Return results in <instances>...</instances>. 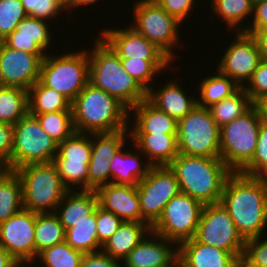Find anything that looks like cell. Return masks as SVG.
Wrapping results in <instances>:
<instances>
[{
  "instance_id": "49",
  "label": "cell",
  "mask_w": 267,
  "mask_h": 267,
  "mask_svg": "<svg viewBox=\"0 0 267 267\" xmlns=\"http://www.w3.org/2000/svg\"><path fill=\"white\" fill-rule=\"evenodd\" d=\"M122 263L102 250L94 253L84 254L80 267H122Z\"/></svg>"
},
{
  "instance_id": "35",
  "label": "cell",
  "mask_w": 267,
  "mask_h": 267,
  "mask_svg": "<svg viewBox=\"0 0 267 267\" xmlns=\"http://www.w3.org/2000/svg\"><path fill=\"white\" fill-rule=\"evenodd\" d=\"M29 112L28 91L0 86V122L15 125Z\"/></svg>"
},
{
  "instance_id": "48",
  "label": "cell",
  "mask_w": 267,
  "mask_h": 267,
  "mask_svg": "<svg viewBox=\"0 0 267 267\" xmlns=\"http://www.w3.org/2000/svg\"><path fill=\"white\" fill-rule=\"evenodd\" d=\"M168 14L174 16L179 22H184L190 11H193L194 0H154ZM196 1V0H195Z\"/></svg>"
},
{
  "instance_id": "10",
  "label": "cell",
  "mask_w": 267,
  "mask_h": 267,
  "mask_svg": "<svg viewBox=\"0 0 267 267\" xmlns=\"http://www.w3.org/2000/svg\"><path fill=\"white\" fill-rule=\"evenodd\" d=\"M58 152L55 142L29 112L14 125L10 170L25 165L53 162Z\"/></svg>"
},
{
  "instance_id": "38",
  "label": "cell",
  "mask_w": 267,
  "mask_h": 267,
  "mask_svg": "<svg viewBox=\"0 0 267 267\" xmlns=\"http://www.w3.org/2000/svg\"><path fill=\"white\" fill-rule=\"evenodd\" d=\"M125 71L130 74L146 91L152 87L155 75L170 66L172 60H143L133 58H120Z\"/></svg>"
},
{
  "instance_id": "46",
  "label": "cell",
  "mask_w": 267,
  "mask_h": 267,
  "mask_svg": "<svg viewBox=\"0 0 267 267\" xmlns=\"http://www.w3.org/2000/svg\"><path fill=\"white\" fill-rule=\"evenodd\" d=\"M261 238L246 239L242 257L251 265L267 267V238Z\"/></svg>"
},
{
  "instance_id": "42",
  "label": "cell",
  "mask_w": 267,
  "mask_h": 267,
  "mask_svg": "<svg viewBox=\"0 0 267 267\" xmlns=\"http://www.w3.org/2000/svg\"><path fill=\"white\" fill-rule=\"evenodd\" d=\"M240 173L251 177L267 176V123L262 120L252 161Z\"/></svg>"
},
{
  "instance_id": "13",
  "label": "cell",
  "mask_w": 267,
  "mask_h": 267,
  "mask_svg": "<svg viewBox=\"0 0 267 267\" xmlns=\"http://www.w3.org/2000/svg\"><path fill=\"white\" fill-rule=\"evenodd\" d=\"M141 223L152 227L161 217L165 205L180 193L179 183L169 166H152L137 185Z\"/></svg>"
},
{
  "instance_id": "60",
  "label": "cell",
  "mask_w": 267,
  "mask_h": 267,
  "mask_svg": "<svg viewBox=\"0 0 267 267\" xmlns=\"http://www.w3.org/2000/svg\"><path fill=\"white\" fill-rule=\"evenodd\" d=\"M167 267H175V262L171 266H167Z\"/></svg>"
},
{
  "instance_id": "34",
  "label": "cell",
  "mask_w": 267,
  "mask_h": 267,
  "mask_svg": "<svg viewBox=\"0 0 267 267\" xmlns=\"http://www.w3.org/2000/svg\"><path fill=\"white\" fill-rule=\"evenodd\" d=\"M34 236L36 261L41 251L65 241V230L55 213H36Z\"/></svg>"
},
{
  "instance_id": "58",
  "label": "cell",
  "mask_w": 267,
  "mask_h": 267,
  "mask_svg": "<svg viewBox=\"0 0 267 267\" xmlns=\"http://www.w3.org/2000/svg\"><path fill=\"white\" fill-rule=\"evenodd\" d=\"M265 1H267V0H251L253 5H255V4L259 3V2H265Z\"/></svg>"
},
{
  "instance_id": "45",
  "label": "cell",
  "mask_w": 267,
  "mask_h": 267,
  "mask_svg": "<svg viewBox=\"0 0 267 267\" xmlns=\"http://www.w3.org/2000/svg\"><path fill=\"white\" fill-rule=\"evenodd\" d=\"M96 229L98 241L103 245L118 229L123 220L114 213L96 207Z\"/></svg>"
},
{
  "instance_id": "47",
  "label": "cell",
  "mask_w": 267,
  "mask_h": 267,
  "mask_svg": "<svg viewBox=\"0 0 267 267\" xmlns=\"http://www.w3.org/2000/svg\"><path fill=\"white\" fill-rule=\"evenodd\" d=\"M14 140V125L0 122V170L10 169Z\"/></svg>"
},
{
  "instance_id": "52",
  "label": "cell",
  "mask_w": 267,
  "mask_h": 267,
  "mask_svg": "<svg viewBox=\"0 0 267 267\" xmlns=\"http://www.w3.org/2000/svg\"><path fill=\"white\" fill-rule=\"evenodd\" d=\"M17 260L0 244V267H16Z\"/></svg>"
},
{
  "instance_id": "37",
  "label": "cell",
  "mask_w": 267,
  "mask_h": 267,
  "mask_svg": "<svg viewBox=\"0 0 267 267\" xmlns=\"http://www.w3.org/2000/svg\"><path fill=\"white\" fill-rule=\"evenodd\" d=\"M253 7L251 0H212L211 10L217 18H222L229 29L238 27L235 31L243 32L241 25L248 16L253 17Z\"/></svg>"
},
{
  "instance_id": "44",
  "label": "cell",
  "mask_w": 267,
  "mask_h": 267,
  "mask_svg": "<svg viewBox=\"0 0 267 267\" xmlns=\"http://www.w3.org/2000/svg\"><path fill=\"white\" fill-rule=\"evenodd\" d=\"M243 89L254 104L262 97L267 96V62L262 60L259 62Z\"/></svg>"
},
{
  "instance_id": "6",
  "label": "cell",
  "mask_w": 267,
  "mask_h": 267,
  "mask_svg": "<svg viewBox=\"0 0 267 267\" xmlns=\"http://www.w3.org/2000/svg\"><path fill=\"white\" fill-rule=\"evenodd\" d=\"M261 115L254 104L246 113L220 128V158L232 173H240L256 150Z\"/></svg>"
},
{
  "instance_id": "30",
  "label": "cell",
  "mask_w": 267,
  "mask_h": 267,
  "mask_svg": "<svg viewBox=\"0 0 267 267\" xmlns=\"http://www.w3.org/2000/svg\"><path fill=\"white\" fill-rule=\"evenodd\" d=\"M23 209L22 185L15 170H0V223Z\"/></svg>"
},
{
  "instance_id": "33",
  "label": "cell",
  "mask_w": 267,
  "mask_h": 267,
  "mask_svg": "<svg viewBox=\"0 0 267 267\" xmlns=\"http://www.w3.org/2000/svg\"><path fill=\"white\" fill-rule=\"evenodd\" d=\"M216 75L207 76L199 84V96L197 98V106L208 108L225 98L232 96L241 87H239L228 76H224L216 71Z\"/></svg>"
},
{
  "instance_id": "20",
  "label": "cell",
  "mask_w": 267,
  "mask_h": 267,
  "mask_svg": "<svg viewBox=\"0 0 267 267\" xmlns=\"http://www.w3.org/2000/svg\"><path fill=\"white\" fill-rule=\"evenodd\" d=\"M176 245L173 241L150 230L122 263L125 267L171 266L178 259V246Z\"/></svg>"
},
{
  "instance_id": "41",
  "label": "cell",
  "mask_w": 267,
  "mask_h": 267,
  "mask_svg": "<svg viewBox=\"0 0 267 267\" xmlns=\"http://www.w3.org/2000/svg\"><path fill=\"white\" fill-rule=\"evenodd\" d=\"M27 16L20 0H0V42Z\"/></svg>"
},
{
  "instance_id": "53",
  "label": "cell",
  "mask_w": 267,
  "mask_h": 267,
  "mask_svg": "<svg viewBox=\"0 0 267 267\" xmlns=\"http://www.w3.org/2000/svg\"><path fill=\"white\" fill-rule=\"evenodd\" d=\"M255 105L259 110L261 120L267 123V96L262 97Z\"/></svg>"
},
{
  "instance_id": "54",
  "label": "cell",
  "mask_w": 267,
  "mask_h": 267,
  "mask_svg": "<svg viewBox=\"0 0 267 267\" xmlns=\"http://www.w3.org/2000/svg\"><path fill=\"white\" fill-rule=\"evenodd\" d=\"M96 1L98 0H73L69 5H68V12L72 13L70 10H72V8H79V6L83 7H87V5H92L94 4Z\"/></svg>"
},
{
  "instance_id": "8",
  "label": "cell",
  "mask_w": 267,
  "mask_h": 267,
  "mask_svg": "<svg viewBox=\"0 0 267 267\" xmlns=\"http://www.w3.org/2000/svg\"><path fill=\"white\" fill-rule=\"evenodd\" d=\"M179 154L220 158V127L208 108L195 106L177 122Z\"/></svg>"
},
{
  "instance_id": "28",
  "label": "cell",
  "mask_w": 267,
  "mask_h": 267,
  "mask_svg": "<svg viewBox=\"0 0 267 267\" xmlns=\"http://www.w3.org/2000/svg\"><path fill=\"white\" fill-rule=\"evenodd\" d=\"M150 230L151 227L147 223L123 221L102 245V251L122 263Z\"/></svg>"
},
{
  "instance_id": "26",
  "label": "cell",
  "mask_w": 267,
  "mask_h": 267,
  "mask_svg": "<svg viewBox=\"0 0 267 267\" xmlns=\"http://www.w3.org/2000/svg\"><path fill=\"white\" fill-rule=\"evenodd\" d=\"M130 138L152 166H168L179 154L177 135L130 134Z\"/></svg>"
},
{
  "instance_id": "59",
  "label": "cell",
  "mask_w": 267,
  "mask_h": 267,
  "mask_svg": "<svg viewBox=\"0 0 267 267\" xmlns=\"http://www.w3.org/2000/svg\"><path fill=\"white\" fill-rule=\"evenodd\" d=\"M67 5H69L73 0H63Z\"/></svg>"
},
{
  "instance_id": "9",
  "label": "cell",
  "mask_w": 267,
  "mask_h": 267,
  "mask_svg": "<svg viewBox=\"0 0 267 267\" xmlns=\"http://www.w3.org/2000/svg\"><path fill=\"white\" fill-rule=\"evenodd\" d=\"M132 13L135 21L129 26L155 44L173 61L176 56L173 48L180 40L181 22L168 14L154 0L136 1Z\"/></svg>"
},
{
  "instance_id": "55",
  "label": "cell",
  "mask_w": 267,
  "mask_h": 267,
  "mask_svg": "<svg viewBox=\"0 0 267 267\" xmlns=\"http://www.w3.org/2000/svg\"><path fill=\"white\" fill-rule=\"evenodd\" d=\"M234 267H260V266L251 265L243 257H240L235 261Z\"/></svg>"
},
{
  "instance_id": "31",
  "label": "cell",
  "mask_w": 267,
  "mask_h": 267,
  "mask_svg": "<svg viewBox=\"0 0 267 267\" xmlns=\"http://www.w3.org/2000/svg\"><path fill=\"white\" fill-rule=\"evenodd\" d=\"M30 114H43L71 110V101L56 90L44 86L39 80L28 90Z\"/></svg>"
},
{
  "instance_id": "15",
  "label": "cell",
  "mask_w": 267,
  "mask_h": 267,
  "mask_svg": "<svg viewBox=\"0 0 267 267\" xmlns=\"http://www.w3.org/2000/svg\"><path fill=\"white\" fill-rule=\"evenodd\" d=\"M217 66L220 74L228 76L243 88L261 61L256 39L245 32H237ZM245 81V82H244Z\"/></svg>"
},
{
  "instance_id": "24",
  "label": "cell",
  "mask_w": 267,
  "mask_h": 267,
  "mask_svg": "<svg viewBox=\"0 0 267 267\" xmlns=\"http://www.w3.org/2000/svg\"><path fill=\"white\" fill-rule=\"evenodd\" d=\"M165 84L160 86L161 89L147 91V99L178 122L197 105V98L187 95L188 92L175 80Z\"/></svg>"
},
{
  "instance_id": "1",
  "label": "cell",
  "mask_w": 267,
  "mask_h": 267,
  "mask_svg": "<svg viewBox=\"0 0 267 267\" xmlns=\"http://www.w3.org/2000/svg\"><path fill=\"white\" fill-rule=\"evenodd\" d=\"M220 203L244 240L263 237L267 224V181L231 173L223 186Z\"/></svg>"
},
{
  "instance_id": "21",
  "label": "cell",
  "mask_w": 267,
  "mask_h": 267,
  "mask_svg": "<svg viewBox=\"0 0 267 267\" xmlns=\"http://www.w3.org/2000/svg\"><path fill=\"white\" fill-rule=\"evenodd\" d=\"M98 205L123 221L141 222V208L136 186L104 184L96 190Z\"/></svg>"
},
{
  "instance_id": "56",
  "label": "cell",
  "mask_w": 267,
  "mask_h": 267,
  "mask_svg": "<svg viewBox=\"0 0 267 267\" xmlns=\"http://www.w3.org/2000/svg\"><path fill=\"white\" fill-rule=\"evenodd\" d=\"M31 263H35V262H28V261L27 262H17L16 267H25L26 264H27L26 267H29L28 264H31ZM40 267H42V266H40Z\"/></svg>"
},
{
  "instance_id": "3",
  "label": "cell",
  "mask_w": 267,
  "mask_h": 267,
  "mask_svg": "<svg viewBox=\"0 0 267 267\" xmlns=\"http://www.w3.org/2000/svg\"><path fill=\"white\" fill-rule=\"evenodd\" d=\"M71 110L75 132L110 133L129 127V110L91 83L71 102Z\"/></svg>"
},
{
  "instance_id": "43",
  "label": "cell",
  "mask_w": 267,
  "mask_h": 267,
  "mask_svg": "<svg viewBox=\"0 0 267 267\" xmlns=\"http://www.w3.org/2000/svg\"><path fill=\"white\" fill-rule=\"evenodd\" d=\"M28 16L51 21L55 16L68 11V5L63 0H20ZM61 12V13H60ZM51 18V19H50Z\"/></svg>"
},
{
  "instance_id": "16",
  "label": "cell",
  "mask_w": 267,
  "mask_h": 267,
  "mask_svg": "<svg viewBox=\"0 0 267 267\" xmlns=\"http://www.w3.org/2000/svg\"><path fill=\"white\" fill-rule=\"evenodd\" d=\"M36 213L21 209L0 223V244L18 262H35Z\"/></svg>"
},
{
  "instance_id": "18",
  "label": "cell",
  "mask_w": 267,
  "mask_h": 267,
  "mask_svg": "<svg viewBox=\"0 0 267 267\" xmlns=\"http://www.w3.org/2000/svg\"><path fill=\"white\" fill-rule=\"evenodd\" d=\"M129 130L128 127L116 132L91 134L88 190H96L101 185L111 183L110 161L126 144L125 138L130 137Z\"/></svg>"
},
{
  "instance_id": "25",
  "label": "cell",
  "mask_w": 267,
  "mask_h": 267,
  "mask_svg": "<svg viewBox=\"0 0 267 267\" xmlns=\"http://www.w3.org/2000/svg\"><path fill=\"white\" fill-rule=\"evenodd\" d=\"M135 119L130 134L177 135V121L154 106L147 98L129 110Z\"/></svg>"
},
{
  "instance_id": "2",
  "label": "cell",
  "mask_w": 267,
  "mask_h": 267,
  "mask_svg": "<svg viewBox=\"0 0 267 267\" xmlns=\"http://www.w3.org/2000/svg\"><path fill=\"white\" fill-rule=\"evenodd\" d=\"M94 45L88 50L89 83L115 97L128 110L146 99L147 91L125 71L113 49L101 37Z\"/></svg>"
},
{
  "instance_id": "14",
  "label": "cell",
  "mask_w": 267,
  "mask_h": 267,
  "mask_svg": "<svg viewBox=\"0 0 267 267\" xmlns=\"http://www.w3.org/2000/svg\"><path fill=\"white\" fill-rule=\"evenodd\" d=\"M91 152V134L89 133L74 132L58 144V152L53 163L68 191L73 188L74 190H88V164ZM75 185L76 188L73 187Z\"/></svg>"
},
{
  "instance_id": "4",
  "label": "cell",
  "mask_w": 267,
  "mask_h": 267,
  "mask_svg": "<svg viewBox=\"0 0 267 267\" xmlns=\"http://www.w3.org/2000/svg\"><path fill=\"white\" fill-rule=\"evenodd\" d=\"M168 166L176 176L180 192L203 205L220 202L224 183L232 173L221 158L178 154Z\"/></svg>"
},
{
  "instance_id": "17",
  "label": "cell",
  "mask_w": 267,
  "mask_h": 267,
  "mask_svg": "<svg viewBox=\"0 0 267 267\" xmlns=\"http://www.w3.org/2000/svg\"><path fill=\"white\" fill-rule=\"evenodd\" d=\"M46 54L15 50L0 42V86L29 90L40 77V67Z\"/></svg>"
},
{
  "instance_id": "40",
  "label": "cell",
  "mask_w": 267,
  "mask_h": 267,
  "mask_svg": "<svg viewBox=\"0 0 267 267\" xmlns=\"http://www.w3.org/2000/svg\"><path fill=\"white\" fill-rule=\"evenodd\" d=\"M83 256V252L63 241L41 251L36 260H41L45 267H80Z\"/></svg>"
},
{
  "instance_id": "11",
  "label": "cell",
  "mask_w": 267,
  "mask_h": 267,
  "mask_svg": "<svg viewBox=\"0 0 267 267\" xmlns=\"http://www.w3.org/2000/svg\"><path fill=\"white\" fill-rule=\"evenodd\" d=\"M203 207L198 200L180 192L165 205L151 230L178 246L194 237Z\"/></svg>"
},
{
  "instance_id": "57",
  "label": "cell",
  "mask_w": 267,
  "mask_h": 267,
  "mask_svg": "<svg viewBox=\"0 0 267 267\" xmlns=\"http://www.w3.org/2000/svg\"><path fill=\"white\" fill-rule=\"evenodd\" d=\"M175 267H187L179 259L175 261Z\"/></svg>"
},
{
  "instance_id": "12",
  "label": "cell",
  "mask_w": 267,
  "mask_h": 267,
  "mask_svg": "<svg viewBox=\"0 0 267 267\" xmlns=\"http://www.w3.org/2000/svg\"><path fill=\"white\" fill-rule=\"evenodd\" d=\"M193 238L202 244L230 252L237 258L243 255L245 240L220 202L204 205Z\"/></svg>"
},
{
  "instance_id": "50",
  "label": "cell",
  "mask_w": 267,
  "mask_h": 267,
  "mask_svg": "<svg viewBox=\"0 0 267 267\" xmlns=\"http://www.w3.org/2000/svg\"><path fill=\"white\" fill-rule=\"evenodd\" d=\"M253 21L243 27V32H267V1L259 2L253 7Z\"/></svg>"
},
{
  "instance_id": "19",
  "label": "cell",
  "mask_w": 267,
  "mask_h": 267,
  "mask_svg": "<svg viewBox=\"0 0 267 267\" xmlns=\"http://www.w3.org/2000/svg\"><path fill=\"white\" fill-rule=\"evenodd\" d=\"M101 37L119 56L143 60H171L155 44L135 32L130 26L124 29L107 28Z\"/></svg>"
},
{
  "instance_id": "29",
  "label": "cell",
  "mask_w": 267,
  "mask_h": 267,
  "mask_svg": "<svg viewBox=\"0 0 267 267\" xmlns=\"http://www.w3.org/2000/svg\"><path fill=\"white\" fill-rule=\"evenodd\" d=\"M125 150L123 147L110 161L111 183L136 186L146 177L152 165L141 161L140 151L136 155L132 149L129 152Z\"/></svg>"
},
{
  "instance_id": "27",
  "label": "cell",
  "mask_w": 267,
  "mask_h": 267,
  "mask_svg": "<svg viewBox=\"0 0 267 267\" xmlns=\"http://www.w3.org/2000/svg\"><path fill=\"white\" fill-rule=\"evenodd\" d=\"M98 206L95 190L67 191L55 210L64 230L81 220H91V213Z\"/></svg>"
},
{
  "instance_id": "39",
  "label": "cell",
  "mask_w": 267,
  "mask_h": 267,
  "mask_svg": "<svg viewBox=\"0 0 267 267\" xmlns=\"http://www.w3.org/2000/svg\"><path fill=\"white\" fill-rule=\"evenodd\" d=\"M34 115L42 129L58 144L74 132L72 110H63Z\"/></svg>"
},
{
  "instance_id": "36",
  "label": "cell",
  "mask_w": 267,
  "mask_h": 267,
  "mask_svg": "<svg viewBox=\"0 0 267 267\" xmlns=\"http://www.w3.org/2000/svg\"><path fill=\"white\" fill-rule=\"evenodd\" d=\"M253 105L246 91L240 88L232 96L214 103L208 109L216 124L221 128L246 113Z\"/></svg>"
},
{
  "instance_id": "32",
  "label": "cell",
  "mask_w": 267,
  "mask_h": 267,
  "mask_svg": "<svg viewBox=\"0 0 267 267\" xmlns=\"http://www.w3.org/2000/svg\"><path fill=\"white\" fill-rule=\"evenodd\" d=\"M96 224L95 209L91 213V220H81L65 230L66 243L84 254L101 251L102 245L98 241Z\"/></svg>"
},
{
  "instance_id": "22",
  "label": "cell",
  "mask_w": 267,
  "mask_h": 267,
  "mask_svg": "<svg viewBox=\"0 0 267 267\" xmlns=\"http://www.w3.org/2000/svg\"><path fill=\"white\" fill-rule=\"evenodd\" d=\"M47 21L25 17L2 42L15 50L33 54H47L51 45V32ZM47 49V50H46Z\"/></svg>"
},
{
  "instance_id": "51",
  "label": "cell",
  "mask_w": 267,
  "mask_h": 267,
  "mask_svg": "<svg viewBox=\"0 0 267 267\" xmlns=\"http://www.w3.org/2000/svg\"><path fill=\"white\" fill-rule=\"evenodd\" d=\"M252 35L259 47L260 58L262 61L267 62V32H245Z\"/></svg>"
},
{
  "instance_id": "5",
  "label": "cell",
  "mask_w": 267,
  "mask_h": 267,
  "mask_svg": "<svg viewBox=\"0 0 267 267\" xmlns=\"http://www.w3.org/2000/svg\"><path fill=\"white\" fill-rule=\"evenodd\" d=\"M15 172L22 185L23 208L35 213H54L68 191L55 164H29Z\"/></svg>"
},
{
  "instance_id": "23",
  "label": "cell",
  "mask_w": 267,
  "mask_h": 267,
  "mask_svg": "<svg viewBox=\"0 0 267 267\" xmlns=\"http://www.w3.org/2000/svg\"><path fill=\"white\" fill-rule=\"evenodd\" d=\"M178 259L187 267H234L238 258L230 252L192 238L178 245Z\"/></svg>"
},
{
  "instance_id": "7",
  "label": "cell",
  "mask_w": 267,
  "mask_h": 267,
  "mask_svg": "<svg viewBox=\"0 0 267 267\" xmlns=\"http://www.w3.org/2000/svg\"><path fill=\"white\" fill-rule=\"evenodd\" d=\"M39 81L58 91L71 102L89 83V59L86 49L63 55H45Z\"/></svg>"
}]
</instances>
